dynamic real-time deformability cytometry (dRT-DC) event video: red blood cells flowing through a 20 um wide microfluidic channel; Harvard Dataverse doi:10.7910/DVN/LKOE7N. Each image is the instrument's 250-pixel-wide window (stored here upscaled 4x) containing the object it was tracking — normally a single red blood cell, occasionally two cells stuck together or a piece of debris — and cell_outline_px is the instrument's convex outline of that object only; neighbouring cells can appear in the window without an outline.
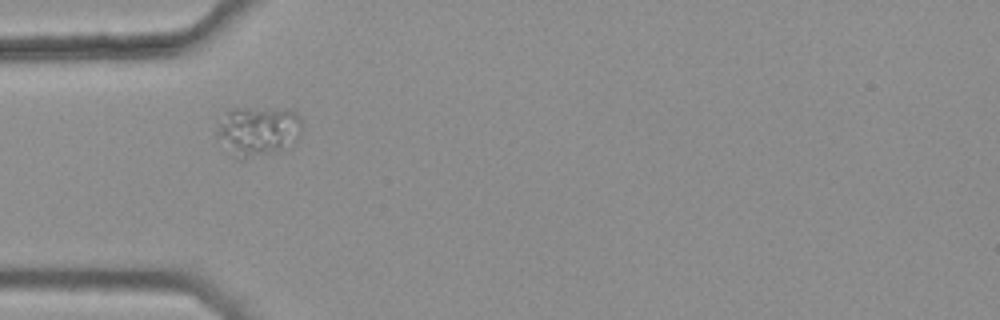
{"species": "common noctule bat (a hibernating species)", "species_latin": "Nyctalus noctula", "temperature_condition": "warm", "stored_images_in_passage": 6, "camera_frame_rate_fps": 3000, "um_per_image_px": 0.085, "animal": {"sex": "female", "body_mass_g": 25.1}, "frame": {"image": 1, "passage_image": 1, "time_ms": 0.0, "image_size_px": [1000, 320], "cell_outline_px": [[300, 136], [296, 144], [292, 148], [244, 160], [240, 160], [232, 156], [216, 136], [216, 128], [228, 108], [292, 108], [300, 116]], "centroid_in_image_um": [21.96, 11.15], "position_along_channel_um": 63.0, "area_um2": 25.66}}
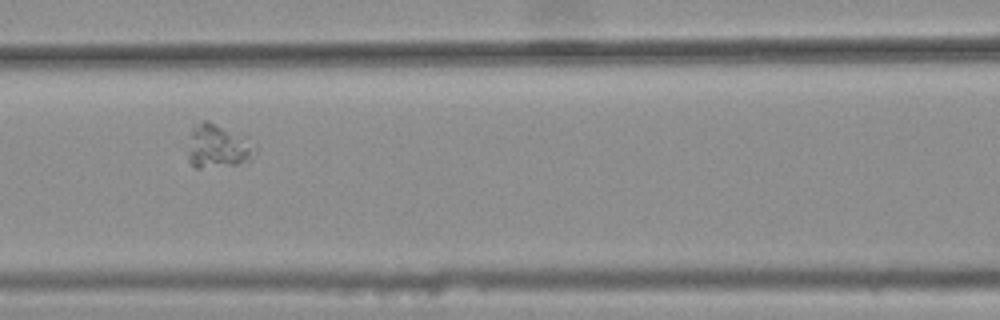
{"frame": {"image": 2, "passage_image": 3, "time_ms": 0.667, "image_size_px": [1000, 320], "cell_outline_px": [[256, 152], [248, 160], [236, 164], [200, 168], [196, 168], [188, 160], [188, 156], [192, 124], [204, 120], [208, 120], [244, 136], [256, 144]], "centroid_in_image_um": [18.51, 12.41], "position_along_channel_um": 148.1, "area_um2": 17.05}}
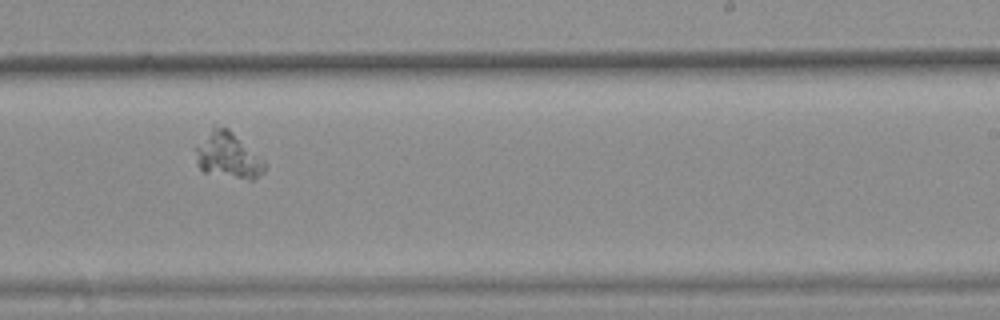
{"frame": {"image": 3, "passage_image": 6, "time_ms": 1.667, "image_size_px": [1000, 320], "cell_outline_px": [[264, 172], [260, 176], [252, 180], [248, 180], [204, 172], [196, 164], [196, 144], [212, 124], [228, 128], [264, 160]], "centroid_in_image_um": [19.34, 13.19], "position_along_channel_um": 269.7, "area_um2": 18.67}}